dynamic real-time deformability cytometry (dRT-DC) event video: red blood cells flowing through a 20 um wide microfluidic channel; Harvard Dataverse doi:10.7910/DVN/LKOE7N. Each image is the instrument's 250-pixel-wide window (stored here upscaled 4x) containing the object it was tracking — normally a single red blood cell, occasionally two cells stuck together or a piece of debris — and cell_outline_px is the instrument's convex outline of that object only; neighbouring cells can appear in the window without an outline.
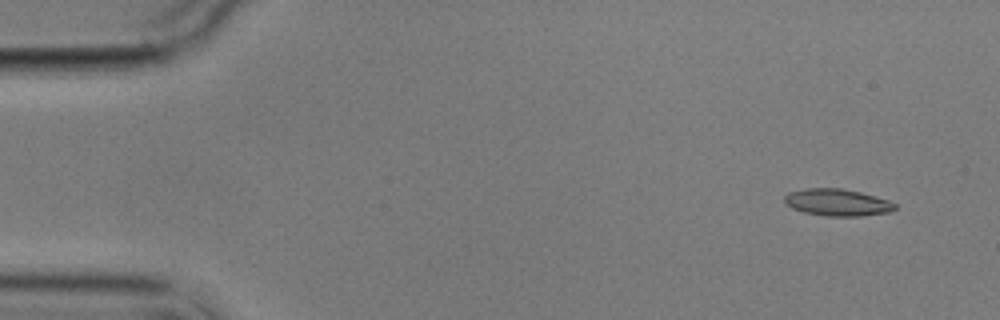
{"species": "common noctule bat (a hibernating species)", "species_latin": "Nyctalus noctula", "temperature_condition": "cold", "stored_images_in_passage": 4, "camera_frame_rate_fps": 3000, "um_per_image_px": 0.085, "animal": {"sex": "male", "body_mass_g": 17.9}, "frame": {"image": 1, "passage_image": 1, "time_ms": 0.0, "image_size_px": [1000, 320], "cell_outline_px": [[896, 208], [888, 212], [860, 216], [828, 216], [804, 212], [792, 208], [784, 200], [784, 196], [788, 192], [808, 188], [844, 188], [860, 192], [888, 200], [896, 204]], "centroid_in_image_um": [71.17, 17.2], "position_along_channel_um": 13.8, "area_um2": 17.22}}
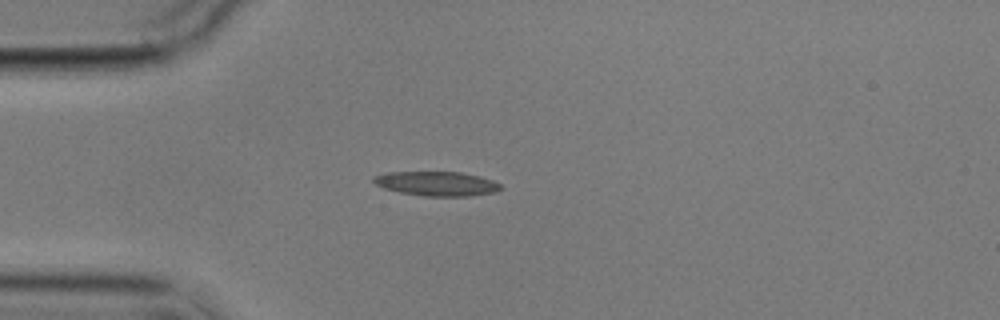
{"frame": {"image": 2, "passage_image": 4, "time_ms": 3.667, "image_size_px": [1000, 320], "cell_outline_px": [[504, 188], [492, 192], [472, 196], [424, 196], [400, 192], [384, 188], [376, 184], [372, 180], [372, 176], [388, 172], [460, 172], [480, 176], [492, 180], [500, 184]], "centroid_in_image_um": [37.12, 15.61], "position_along_channel_um": 47.9, "area_um2": 18.03}}